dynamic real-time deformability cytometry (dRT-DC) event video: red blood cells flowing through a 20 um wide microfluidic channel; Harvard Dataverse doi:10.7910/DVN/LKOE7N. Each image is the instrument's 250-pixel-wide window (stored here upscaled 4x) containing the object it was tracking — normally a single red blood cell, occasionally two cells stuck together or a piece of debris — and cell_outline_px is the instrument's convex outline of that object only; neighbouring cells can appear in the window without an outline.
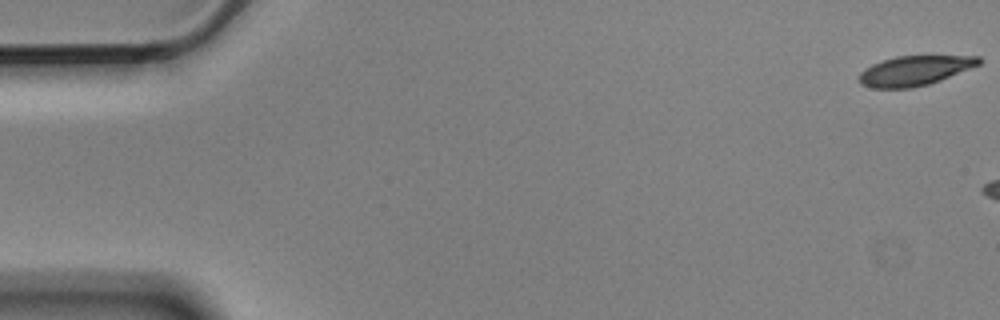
{"species": "Egyptian fruit bat (a non-hibernating species)", "species_latin": "Rousettus aegyptiacus", "temperature_condition": "cold", "stored_images_in_passage": 3, "camera_frame_rate_fps": 3000, "um_per_image_px": 0.085, "animal": {"sex": "male"}, "frame": {"image": 1, "passage_image": 1, "time_ms": 0.0, "image_size_px": [1000, 320], "cell_outline_px": [[980, 64], [940, 80], [928, 84], [912, 88], [872, 88], [860, 84], [856, 80], [860, 72], [864, 68], [872, 64], [896, 56], [980, 56]], "centroid_in_image_um": [77.67, 6.01], "position_along_channel_um": 7.3, "area_um2": 20.69}}